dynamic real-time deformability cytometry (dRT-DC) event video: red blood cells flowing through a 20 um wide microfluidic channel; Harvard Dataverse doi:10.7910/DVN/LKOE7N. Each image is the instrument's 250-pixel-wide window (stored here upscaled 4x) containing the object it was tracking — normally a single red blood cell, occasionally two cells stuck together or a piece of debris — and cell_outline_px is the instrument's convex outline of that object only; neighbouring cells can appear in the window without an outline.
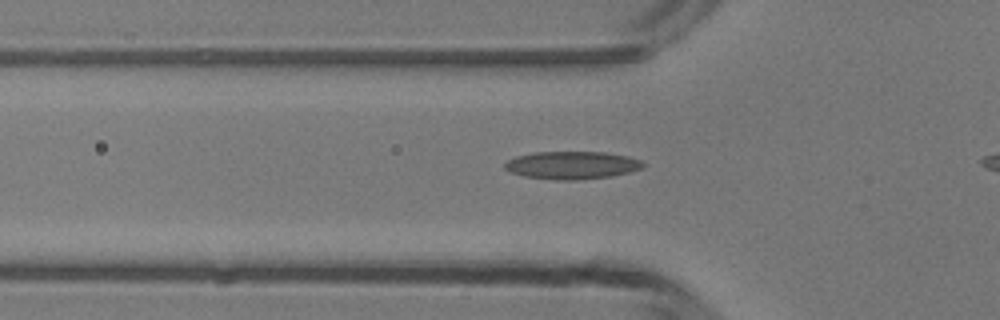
{"species": "common noctule bat (a hibernating species)", "species_latin": "Nyctalus noctula", "temperature_condition": "room temperature", "stored_images_in_passage": 29, "camera_frame_rate_fps": 3000, "um_per_image_px": 0.085, "animal": {"sex": "male", "body_mass_g": 13.3}, "frame": {"image": 1, "passage_image": 3, "time_ms": 0.667, "image_size_px": [1000, 320], "cell_outline_px": [[644, 164], [640, 168], [628, 172], [612, 176], [576, 180], [556, 180], [524, 176], [512, 172], [504, 168], [504, 164], [508, 160], [516, 156], [532, 152], [604, 152], [628, 156], [640, 160]], "centroid_in_image_um": [48.58, 14.04], "position_along_channel_um": 77.2, "area_um2": 22.25}}
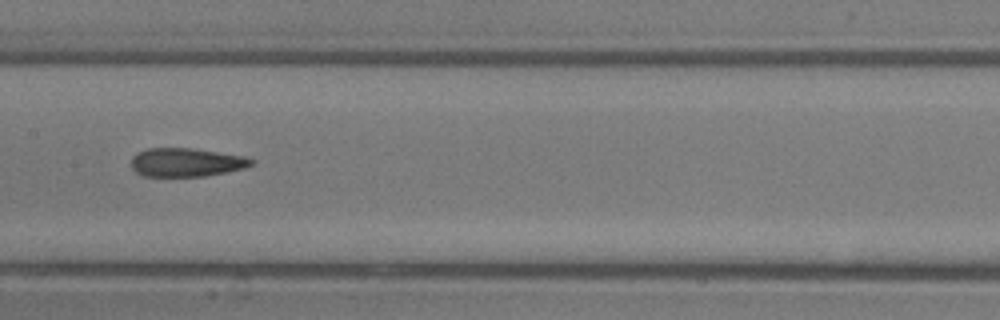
{"frame": {"image": 2, "passage_image": 11, "time_ms": 3.333, "image_size_px": [1000, 320], "cell_outline_px": [[256, 160], [252, 164], [244, 168], [204, 176], [144, 176], [136, 172], [132, 168], [132, 156], [136, 152], [148, 148], [196, 148], [248, 156]], "centroid_in_image_um": [15.86, 13.78], "position_along_channel_um": 191.5, "area_um2": 20.23}}
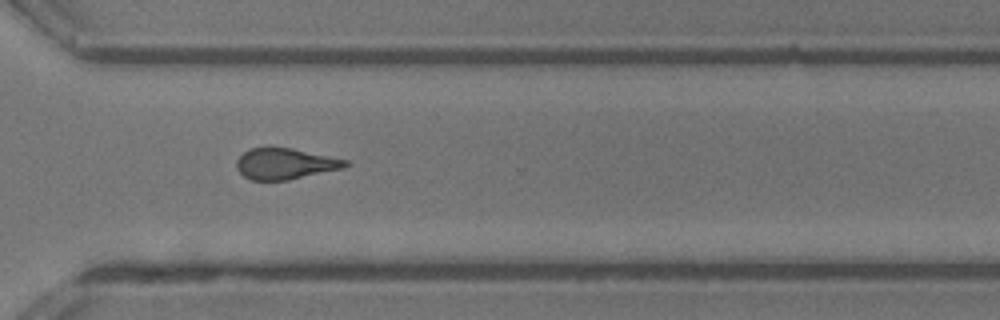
{"frame": {"image": 3, "passage_image": 22, "time_ms": 7.0, "image_size_px": [1000, 320], "cell_outline_px": [[348, 164], [344, 168], [288, 180], [252, 180], [244, 176], [236, 168], [236, 160], [244, 152], [252, 148], [292, 148], [348, 160]], "centroid_in_image_um": [24.23, 13.92], "position_along_channel_um": 346.4, "area_um2": 19.48}, "authors_computed_cell_mechanics": {"area_um2": 20.4034, "velocity_mm_per_s": 4.2348, "shape_relaxation_time_tau1_ms": null, "shape_relaxation_time_tau2_ms": 1.809, "deformation_change_tau1": null, "deformation_change_tau2": 0.1084}}